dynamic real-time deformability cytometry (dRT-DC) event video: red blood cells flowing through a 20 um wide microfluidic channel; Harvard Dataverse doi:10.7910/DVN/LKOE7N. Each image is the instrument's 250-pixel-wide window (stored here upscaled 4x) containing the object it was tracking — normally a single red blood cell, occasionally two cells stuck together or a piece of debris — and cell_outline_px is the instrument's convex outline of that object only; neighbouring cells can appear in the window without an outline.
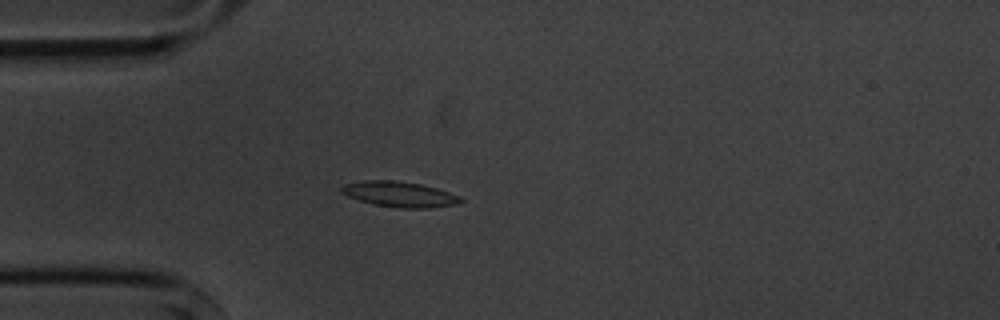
{"species": "common noctule bat (a hibernating species)", "species_latin": "Nyctalus noctula", "temperature_condition": "cold", "stored_images_in_passage": 5, "camera_frame_rate_fps": 3000, "um_per_image_px": 0.085, "animal": {"sex": "male", "body_mass_g": 20.1, "forearm_length_mm": 53.5}, "frame": {"image": 1, "passage_image": 4, "time_ms": 3.333, "image_size_px": [1000, 320], "cell_outline_px": [[464, 200], [460, 204], [428, 208], [400, 208], [376, 204], [360, 200], [348, 196], [340, 192], [340, 188], [344, 184], [364, 180], [392, 180], [420, 184], [436, 188], [460, 196]], "centroid_in_image_um": [33.98, 16.51], "position_along_channel_um": 51.0, "area_um2": 17.57}}